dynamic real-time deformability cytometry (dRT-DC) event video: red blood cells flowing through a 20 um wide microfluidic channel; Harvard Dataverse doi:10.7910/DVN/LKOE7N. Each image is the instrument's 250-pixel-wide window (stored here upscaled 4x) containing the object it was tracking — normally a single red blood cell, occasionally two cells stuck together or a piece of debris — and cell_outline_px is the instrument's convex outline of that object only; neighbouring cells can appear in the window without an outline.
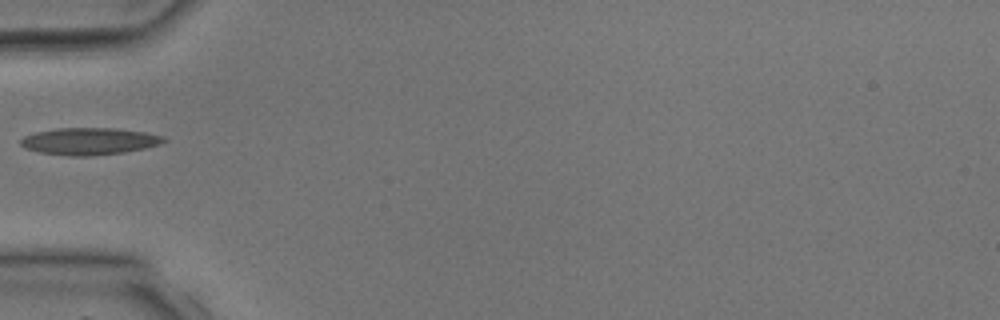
{"species": "common noctule bat (a hibernating species)", "species_latin": "Nyctalus noctula", "temperature_condition": "room temperature", "stored_images_in_passage": 5, "camera_frame_rate_fps": 3000, "um_per_image_px": 0.085, "animal": {"sex": "male", "body_mass_g": 17.9, "forearm_length_mm": 54.2}, "frame": {"image": 1, "passage_image": 5, "time_ms": 5.0, "image_size_px": [1000, 320], "cell_outline_px": [[168, 140], [160, 144], [144, 148], [124, 152], [92, 156], [68, 156], [40, 152], [24, 148], [20, 144], [20, 140], [24, 136], [36, 132], [56, 128], [116, 128], [144, 132], [164, 136]], "centroid_in_image_um": [7.59, 12.0], "position_along_channel_um": 77.4, "area_um2": 22.6}}